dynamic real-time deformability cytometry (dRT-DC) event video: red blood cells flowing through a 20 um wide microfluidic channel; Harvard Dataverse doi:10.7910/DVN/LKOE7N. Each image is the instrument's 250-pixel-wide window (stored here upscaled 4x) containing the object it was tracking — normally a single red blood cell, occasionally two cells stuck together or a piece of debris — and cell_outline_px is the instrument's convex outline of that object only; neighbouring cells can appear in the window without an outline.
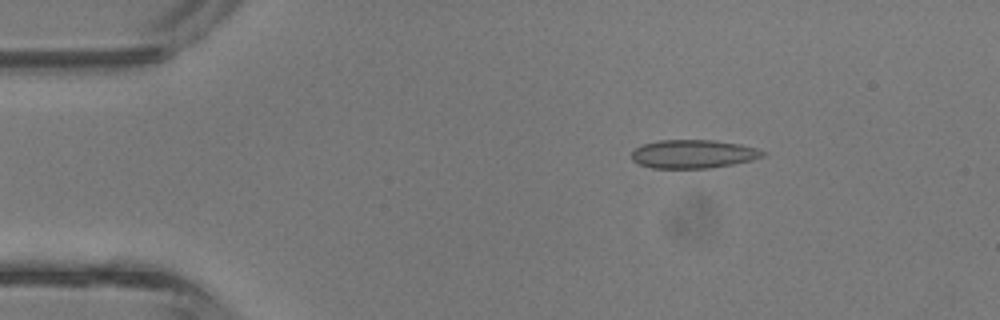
{"species": "common noctule bat (a hibernating species)", "species_latin": "Nyctalus noctula", "temperature_condition": "room temperature", "stored_images_in_passage": 4, "camera_frame_rate_fps": 3000, "um_per_image_px": 0.085, "animal": {"sex": "male", "body_mass_g": 13.3}, "frame": {"image": 1, "passage_image": 2, "time_ms": 0.333, "image_size_px": [1000, 320], "cell_outline_px": [[768, 152], [764, 156], [752, 160], [712, 168], [652, 168], [640, 164], [632, 160], [632, 152], [636, 148], [644, 144], [660, 140], [712, 140], [740, 144], [756, 148]], "centroid_in_image_um": [58.96, 13.09], "position_along_channel_um": 26.0, "area_um2": 21.73}}
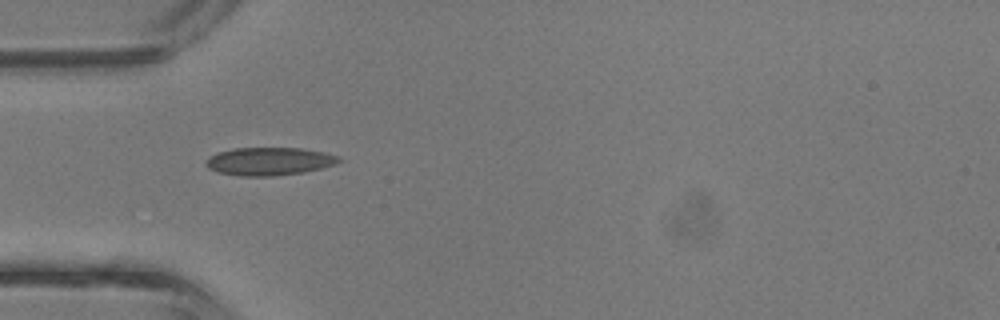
{"frame": {"image": 2, "passage_image": 4, "time_ms": 1.0, "image_size_px": [1000, 320], "cell_outline_px": [[344, 160], [336, 164], [304, 172], [272, 176], [240, 176], [216, 172], [208, 168], [204, 164], [216, 152], [232, 148], [300, 148], [324, 152], [340, 156]], "centroid_in_image_um": [22.9, 13.71], "position_along_channel_um": 62.1, "area_um2": 21.79}}